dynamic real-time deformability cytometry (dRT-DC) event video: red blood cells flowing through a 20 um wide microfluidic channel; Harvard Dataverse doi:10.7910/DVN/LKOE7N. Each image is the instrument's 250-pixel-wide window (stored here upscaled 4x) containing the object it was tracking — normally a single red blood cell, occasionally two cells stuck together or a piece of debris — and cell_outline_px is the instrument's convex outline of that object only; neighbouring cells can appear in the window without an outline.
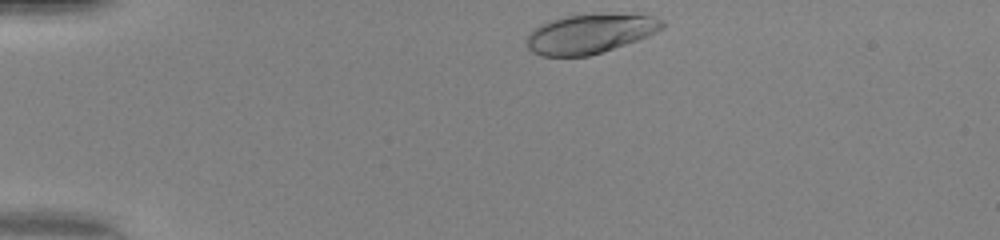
{"species": "human", "species_latin": "Homo sapiens", "temperature_condition": "warm", "stored_images_in_passage": 33, "camera_frame_rate_fps": 3000, "um_per_image_px": 0.085, "donor": {"sex": "female"}, "frame": {"image": 1, "passage_image": 1, "time_ms": 0.0, "image_size_px": [1000, 240], "cell_outline_px": [[668, 24], [664, 28], [656, 32], [636, 40], [588, 56], [540, 56], [532, 52], [528, 48], [524, 40], [532, 28], [540, 24], [552, 20], [568, 16], [652, 16], [664, 20]], "centroid_in_image_um": [50.07, 2.91], "position_along_channel_um": 34.9, "area_um2": 30.23}}
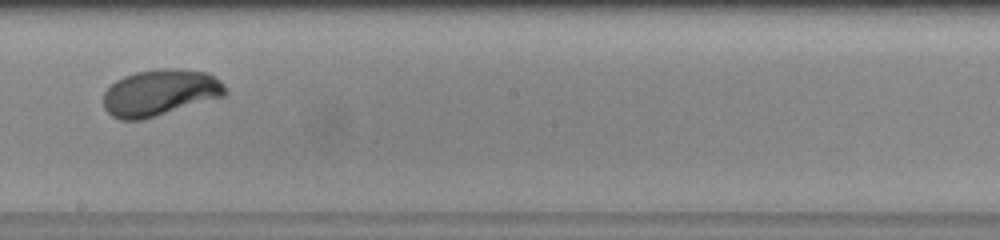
{"frame": {"image": 2, "passage_image": 20, "time_ms": 6.333, "image_size_px": [1000, 240], "cell_outline_px": [[228, 92], [224, 96], [144, 120], [120, 120], [112, 116], [104, 108], [104, 92], [116, 80], [124, 76], [136, 72], [160, 68], [176, 68], [208, 72], [220, 80], [224, 84]], "centroid_in_image_um": [13.61, 7.87], "position_along_channel_um": 234.6, "area_um2": 33.18}}
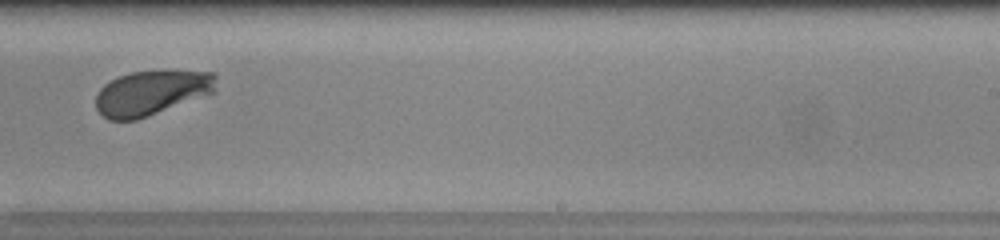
{"frame": {"image": 3, "passage_image": 23, "time_ms": 7.333, "image_size_px": [1000, 240], "cell_outline_px": [[216, 92], [136, 120], [108, 120], [96, 108], [96, 92], [104, 84], [120, 76], [132, 72], [164, 68], [216, 72]], "centroid_in_image_um": [12.93, 7.84], "position_along_channel_um": 276.1, "area_um2": 32.19}, "authors_computed_cell_mechanics": {"area_um2": 32.079, "velocity_mm_per_s": 4.1636, "shape_relaxation_time_tau1_ms": 3.6162, "shape_relaxation_time_tau2_ms": null, "deformation_change_tau1": 0.2095, "deformation_change_tau2": null}}